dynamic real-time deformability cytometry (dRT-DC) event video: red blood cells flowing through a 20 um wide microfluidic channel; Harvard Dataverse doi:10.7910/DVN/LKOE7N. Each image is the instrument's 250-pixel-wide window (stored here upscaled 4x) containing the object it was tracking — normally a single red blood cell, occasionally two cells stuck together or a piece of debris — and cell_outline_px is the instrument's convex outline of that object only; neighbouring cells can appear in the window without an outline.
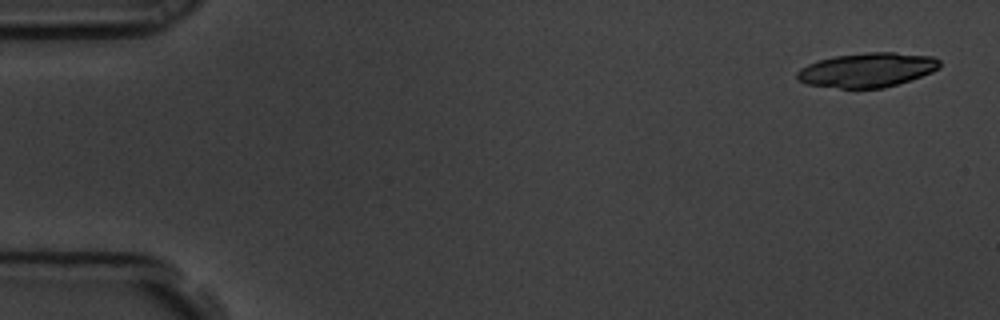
{"species": "common noctule bat (a hibernating species)", "species_latin": "Nyctalus noctula", "temperature_condition": "room temperature", "stored_images_in_passage": 4, "camera_frame_rate_fps": 3000, "um_per_image_px": 0.085, "animal": {"sex": "male", "body_mass_g": 19.5, "forearm_length_mm": 54.6}, "frame": {"image": 1, "passage_image": 1, "time_ms": 0.0, "image_size_px": [1000, 320], "cell_outline_px": [[940, 68], [932, 72], [884, 88], [840, 88], [804, 84], [796, 80], [796, 72], [800, 68], [808, 64], [820, 60], [836, 56], [868, 52], [896, 52], [932, 56], [940, 60]], "centroid_in_image_um": [73.69, 5.94], "position_along_channel_um": 11.3, "area_um2": 28.55}}